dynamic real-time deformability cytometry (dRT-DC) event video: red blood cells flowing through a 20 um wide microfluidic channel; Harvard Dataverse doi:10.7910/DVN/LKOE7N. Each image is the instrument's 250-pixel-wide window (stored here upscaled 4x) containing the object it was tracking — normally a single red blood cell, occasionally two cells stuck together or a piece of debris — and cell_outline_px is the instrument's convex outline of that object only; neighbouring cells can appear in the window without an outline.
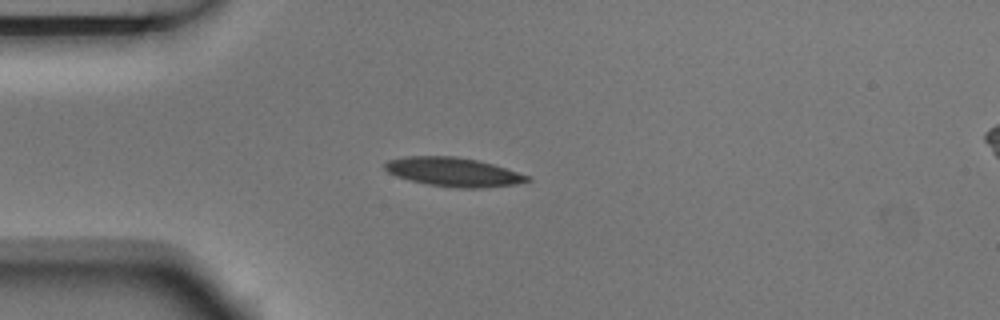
{"species": "Egyptian fruit bat (a non-hibernating species)", "species_latin": "Rousettus aegyptiacus", "temperature_condition": "room temperature", "stored_images_in_passage": 3, "camera_frame_rate_fps": 3000, "um_per_image_px": 0.085, "animal": {"sex": "male"}, "frame": {"image": 1, "passage_image": 3, "time_ms": 0.667, "image_size_px": [1000, 320], "cell_outline_px": [[532, 180], [516, 184], [488, 188], [456, 188], [428, 184], [408, 180], [396, 176], [388, 172], [384, 168], [384, 164], [388, 160], [404, 156], [456, 156], [476, 160], [492, 164], [528, 176]], "centroid_in_image_um": [38.5, 14.62], "position_along_channel_um": 46.5, "area_um2": 23.99}}